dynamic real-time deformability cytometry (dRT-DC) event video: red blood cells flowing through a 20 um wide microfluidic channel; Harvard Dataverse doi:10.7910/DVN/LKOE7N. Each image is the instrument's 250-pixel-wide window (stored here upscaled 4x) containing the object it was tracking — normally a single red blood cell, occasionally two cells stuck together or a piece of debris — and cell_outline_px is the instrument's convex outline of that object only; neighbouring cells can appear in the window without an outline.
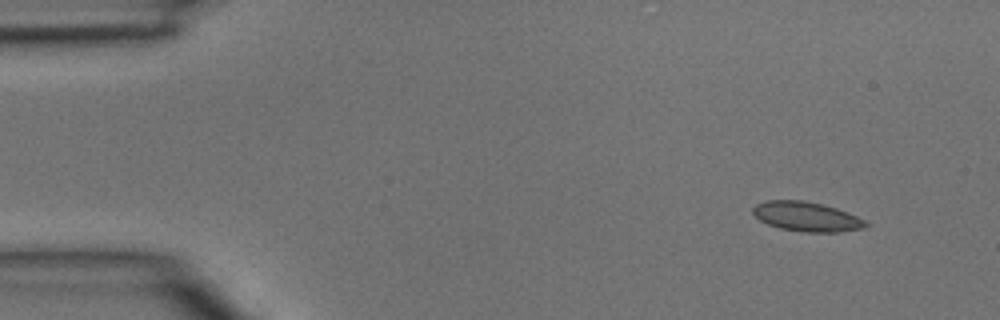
{"species": "common noctule bat (a hibernating species)", "species_latin": "Nyctalus noctula", "temperature_condition": "room temperature", "stored_images_in_passage": 4, "camera_frame_rate_fps": 3000, "um_per_image_px": 0.085, "animal": {"sex": "male", "body_mass_g": 15.6}, "frame": {"image": 1, "passage_image": 1, "time_ms": 0.0, "image_size_px": [1000, 320], "cell_outline_px": [[868, 224], [864, 228], [840, 232], [804, 232], [780, 228], [768, 224], [760, 220], [752, 212], [752, 208], [756, 204], [764, 200], [804, 200], [836, 208], [856, 216], [864, 220]], "centroid_in_image_um": [68.53, 18.41], "position_along_channel_um": 16.5, "area_um2": 19.31}}
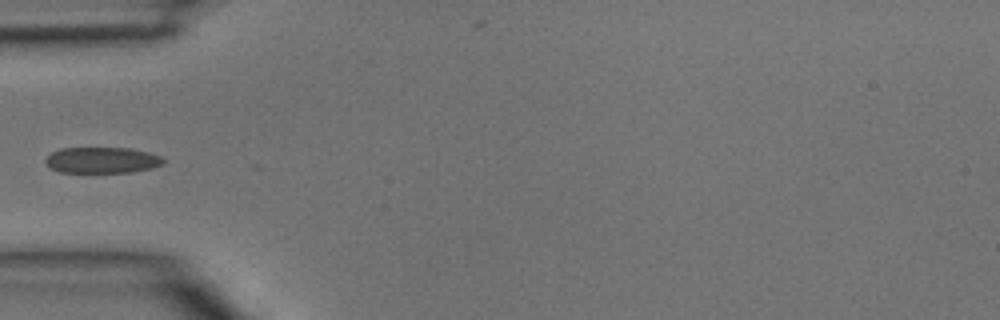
{"frame": {"image": 2, "passage_image": 4, "time_ms": 1.0, "image_size_px": [1000, 320], "cell_outline_px": [[164, 164], [152, 168], [132, 172], [60, 172], [52, 168], [44, 160], [52, 152], [60, 148], [132, 148], [148, 152], [160, 156], [164, 160]], "centroid_in_image_um": [8.7, 13.61], "position_along_channel_um": 76.3, "area_um2": 17.8}}